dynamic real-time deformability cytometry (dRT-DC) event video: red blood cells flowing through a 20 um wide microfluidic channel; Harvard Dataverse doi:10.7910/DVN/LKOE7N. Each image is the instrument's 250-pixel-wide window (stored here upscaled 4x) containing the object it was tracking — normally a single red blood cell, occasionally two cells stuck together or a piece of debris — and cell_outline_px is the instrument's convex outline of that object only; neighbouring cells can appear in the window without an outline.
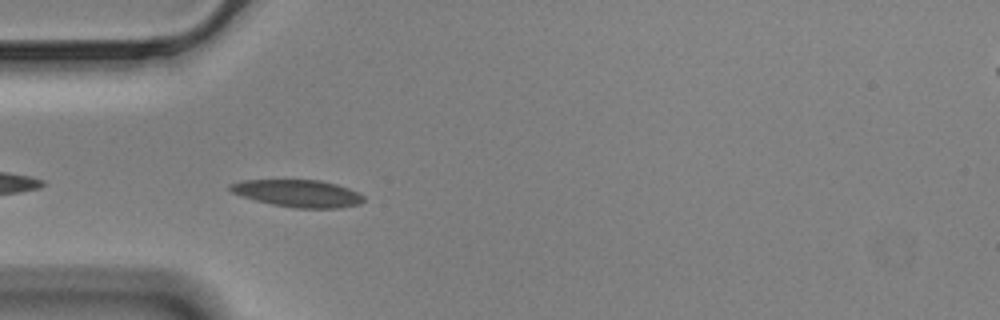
{"species": "Egyptian fruit bat (a non-hibernating species)", "species_latin": "Rousettus aegyptiacus", "temperature_condition": "cold", "stored_images_in_passage": 16, "camera_frame_rate_fps": 3000, "um_per_image_px": 0.085, "animal": {"sex": "male"}, "frame": {"image": 1, "passage_image": 3, "time_ms": 0.667, "image_size_px": [1000, 320], "cell_outline_px": [[364, 200], [360, 204], [340, 208], [296, 208], [272, 204], [256, 200], [232, 192], [228, 188], [228, 184], [244, 180], [320, 180], [336, 184], [348, 188], [364, 196]], "centroid_in_image_um": [25.34, 16.43], "position_along_channel_um": 59.7, "area_um2": 21.04}}
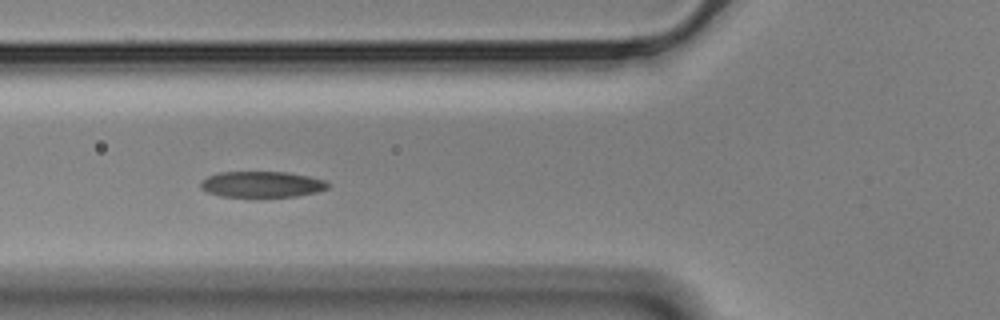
{"frame": {"image": 2, "passage_image": 7, "time_ms": 2.0, "image_size_px": [1000, 320], "cell_outline_px": [[328, 188], [316, 192], [296, 196], [220, 196], [208, 192], [200, 188], [200, 180], [208, 176], [220, 172], [288, 172], [308, 176], [324, 180], [328, 184]], "centroid_in_image_um": [22.22, 15.66], "position_along_channel_um": 103.6, "area_um2": 19.07}}
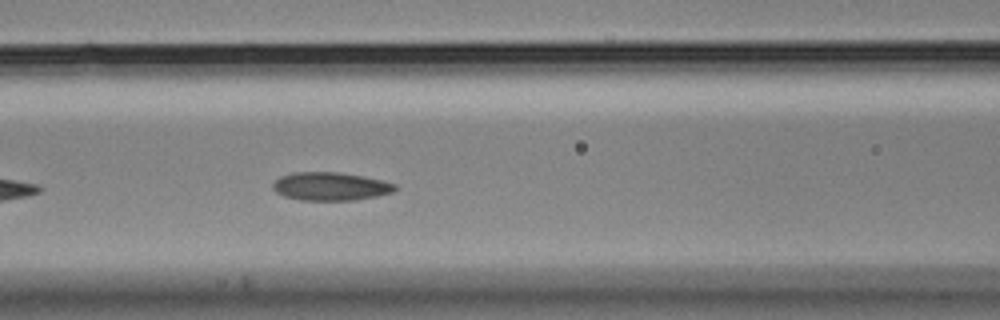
{"frame": {"image": 3, "passage_image": 10, "time_ms": 3.0, "image_size_px": [1000, 320], "cell_outline_px": [[396, 188], [392, 192], [376, 196], [356, 200], [300, 200], [284, 196], [276, 192], [272, 188], [272, 184], [280, 176], [292, 172], [340, 172], [380, 180], [396, 184]], "centroid_in_image_um": [28.04, 15.84], "position_along_channel_um": 138.6, "area_um2": 20.0}}